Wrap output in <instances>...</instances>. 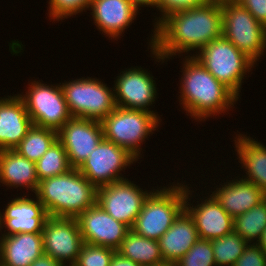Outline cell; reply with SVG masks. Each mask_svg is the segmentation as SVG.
<instances>
[{"label":"cell","mask_w":266,"mask_h":266,"mask_svg":"<svg viewBox=\"0 0 266 266\" xmlns=\"http://www.w3.org/2000/svg\"><path fill=\"white\" fill-rule=\"evenodd\" d=\"M222 35L221 1L208 0L204 5L166 17L151 35V53L163 61L178 53L201 50ZM159 59V60H158Z\"/></svg>","instance_id":"cell-1"},{"label":"cell","mask_w":266,"mask_h":266,"mask_svg":"<svg viewBox=\"0 0 266 266\" xmlns=\"http://www.w3.org/2000/svg\"><path fill=\"white\" fill-rule=\"evenodd\" d=\"M182 69L179 102L186 115L194 120L205 121L212 115L226 113L239 99L194 56H185Z\"/></svg>","instance_id":"cell-2"},{"label":"cell","mask_w":266,"mask_h":266,"mask_svg":"<svg viewBox=\"0 0 266 266\" xmlns=\"http://www.w3.org/2000/svg\"><path fill=\"white\" fill-rule=\"evenodd\" d=\"M98 188L78 170L39 181L35 196L44 205L48 216L77 218L97 203Z\"/></svg>","instance_id":"cell-3"},{"label":"cell","mask_w":266,"mask_h":266,"mask_svg":"<svg viewBox=\"0 0 266 266\" xmlns=\"http://www.w3.org/2000/svg\"><path fill=\"white\" fill-rule=\"evenodd\" d=\"M173 183L151 190L131 228L136 234L158 241L185 209L186 185Z\"/></svg>","instance_id":"cell-4"},{"label":"cell","mask_w":266,"mask_h":266,"mask_svg":"<svg viewBox=\"0 0 266 266\" xmlns=\"http://www.w3.org/2000/svg\"><path fill=\"white\" fill-rule=\"evenodd\" d=\"M193 56L237 97L240 96L244 76L256 64L224 35L208 43L199 52L196 51Z\"/></svg>","instance_id":"cell-5"},{"label":"cell","mask_w":266,"mask_h":266,"mask_svg":"<svg viewBox=\"0 0 266 266\" xmlns=\"http://www.w3.org/2000/svg\"><path fill=\"white\" fill-rule=\"evenodd\" d=\"M158 115L116 107L101 121L104 139L127 149L137 159L142 158L141 144L159 127L161 119Z\"/></svg>","instance_id":"cell-6"},{"label":"cell","mask_w":266,"mask_h":266,"mask_svg":"<svg viewBox=\"0 0 266 266\" xmlns=\"http://www.w3.org/2000/svg\"><path fill=\"white\" fill-rule=\"evenodd\" d=\"M222 35L255 63L266 49V27L235 0H221Z\"/></svg>","instance_id":"cell-7"},{"label":"cell","mask_w":266,"mask_h":266,"mask_svg":"<svg viewBox=\"0 0 266 266\" xmlns=\"http://www.w3.org/2000/svg\"><path fill=\"white\" fill-rule=\"evenodd\" d=\"M72 117L102 121L116 109L114 89L97 78H79L61 84Z\"/></svg>","instance_id":"cell-8"},{"label":"cell","mask_w":266,"mask_h":266,"mask_svg":"<svg viewBox=\"0 0 266 266\" xmlns=\"http://www.w3.org/2000/svg\"><path fill=\"white\" fill-rule=\"evenodd\" d=\"M30 83L26 94L19 96L25 103L33 125L58 131L72 117L61 83L55 86L35 80Z\"/></svg>","instance_id":"cell-9"},{"label":"cell","mask_w":266,"mask_h":266,"mask_svg":"<svg viewBox=\"0 0 266 266\" xmlns=\"http://www.w3.org/2000/svg\"><path fill=\"white\" fill-rule=\"evenodd\" d=\"M136 161L138 159L127 149L103 138L78 170L98 188L126 180L120 171Z\"/></svg>","instance_id":"cell-10"},{"label":"cell","mask_w":266,"mask_h":266,"mask_svg":"<svg viewBox=\"0 0 266 266\" xmlns=\"http://www.w3.org/2000/svg\"><path fill=\"white\" fill-rule=\"evenodd\" d=\"M150 192L126 179L98 187L97 203L115 220L131 229Z\"/></svg>","instance_id":"cell-11"},{"label":"cell","mask_w":266,"mask_h":266,"mask_svg":"<svg viewBox=\"0 0 266 266\" xmlns=\"http://www.w3.org/2000/svg\"><path fill=\"white\" fill-rule=\"evenodd\" d=\"M42 235L44 254L51 256L63 266L74 265L83 245L76 218L49 216L44 223Z\"/></svg>","instance_id":"cell-12"},{"label":"cell","mask_w":266,"mask_h":266,"mask_svg":"<svg viewBox=\"0 0 266 266\" xmlns=\"http://www.w3.org/2000/svg\"><path fill=\"white\" fill-rule=\"evenodd\" d=\"M57 134L72 168H79L104 138L100 121L77 117H71Z\"/></svg>","instance_id":"cell-13"},{"label":"cell","mask_w":266,"mask_h":266,"mask_svg":"<svg viewBox=\"0 0 266 266\" xmlns=\"http://www.w3.org/2000/svg\"><path fill=\"white\" fill-rule=\"evenodd\" d=\"M116 78L113 89L117 107L157 114L148 108L157 96L156 82L152 74L141 67H131L122 71Z\"/></svg>","instance_id":"cell-14"},{"label":"cell","mask_w":266,"mask_h":266,"mask_svg":"<svg viewBox=\"0 0 266 266\" xmlns=\"http://www.w3.org/2000/svg\"><path fill=\"white\" fill-rule=\"evenodd\" d=\"M83 243L118 250L130 228L115 220L98 203L77 218Z\"/></svg>","instance_id":"cell-15"},{"label":"cell","mask_w":266,"mask_h":266,"mask_svg":"<svg viewBox=\"0 0 266 266\" xmlns=\"http://www.w3.org/2000/svg\"><path fill=\"white\" fill-rule=\"evenodd\" d=\"M1 214V229L4 234L42 233L46 219L49 217L44 205L36 197L35 200L27 195L16 197L8 202Z\"/></svg>","instance_id":"cell-16"},{"label":"cell","mask_w":266,"mask_h":266,"mask_svg":"<svg viewBox=\"0 0 266 266\" xmlns=\"http://www.w3.org/2000/svg\"><path fill=\"white\" fill-rule=\"evenodd\" d=\"M187 187L186 184L185 210L193 218L200 239L211 241L233 231L234 218L222 208L212 194L210 197H205L207 199L200 204L193 206L188 201L191 200L189 195L191 197L194 191H190Z\"/></svg>","instance_id":"cell-17"},{"label":"cell","mask_w":266,"mask_h":266,"mask_svg":"<svg viewBox=\"0 0 266 266\" xmlns=\"http://www.w3.org/2000/svg\"><path fill=\"white\" fill-rule=\"evenodd\" d=\"M0 98V150H14L33 122L19 94Z\"/></svg>","instance_id":"cell-18"},{"label":"cell","mask_w":266,"mask_h":266,"mask_svg":"<svg viewBox=\"0 0 266 266\" xmlns=\"http://www.w3.org/2000/svg\"><path fill=\"white\" fill-rule=\"evenodd\" d=\"M94 24L102 34L118 39L138 15V9L129 0H91L89 5Z\"/></svg>","instance_id":"cell-19"},{"label":"cell","mask_w":266,"mask_h":266,"mask_svg":"<svg viewBox=\"0 0 266 266\" xmlns=\"http://www.w3.org/2000/svg\"><path fill=\"white\" fill-rule=\"evenodd\" d=\"M198 239L199 235L194 220L184 209L158 240L164 262L174 265Z\"/></svg>","instance_id":"cell-20"},{"label":"cell","mask_w":266,"mask_h":266,"mask_svg":"<svg viewBox=\"0 0 266 266\" xmlns=\"http://www.w3.org/2000/svg\"><path fill=\"white\" fill-rule=\"evenodd\" d=\"M239 179V180H238ZM224 182L212 195L233 218L242 215L266 198V194L253 182L240 179Z\"/></svg>","instance_id":"cell-21"},{"label":"cell","mask_w":266,"mask_h":266,"mask_svg":"<svg viewBox=\"0 0 266 266\" xmlns=\"http://www.w3.org/2000/svg\"><path fill=\"white\" fill-rule=\"evenodd\" d=\"M43 253L42 233L0 236V266H30Z\"/></svg>","instance_id":"cell-22"},{"label":"cell","mask_w":266,"mask_h":266,"mask_svg":"<svg viewBox=\"0 0 266 266\" xmlns=\"http://www.w3.org/2000/svg\"><path fill=\"white\" fill-rule=\"evenodd\" d=\"M0 182L9 187H23L35 193L39 179L36 163L15 150H0Z\"/></svg>","instance_id":"cell-23"},{"label":"cell","mask_w":266,"mask_h":266,"mask_svg":"<svg viewBox=\"0 0 266 266\" xmlns=\"http://www.w3.org/2000/svg\"><path fill=\"white\" fill-rule=\"evenodd\" d=\"M235 139L238 162L247 171L244 180L253 182L266 194V146L244 134H237Z\"/></svg>","instance_id":"cell-24"},{"label":"cell","mask_w":266,"mask_h":266,"mask_svg":"<svg viewBox=\"0 0 266 266\" xmlns=\"http://www.w3.org/2000/svg\"><path fill=\"white\" fill-rule=\"evenodd\" d=\"M117 252L140 266L165 264L160 253L159 242L138 235L132 229L126 233Z\"/></svg>","instance_id":"cell-25"},{"label":"cell","mask_w":266,"mask_h":266,"mask_svg":"<svg viewBox=\"0 0 266 266\" xmlns=\"http://www.w3.org/2000/svg\"><path fill=\"white\" fill-rule=\"evenodd\" d=\"M57 139V131L33 125L14 150L28 160L37 162Z\"/></svg>","instance_id":"cell-26"},{"label":"cell","mask_w":266,"mask_h":266,"mask_svg":"<svg viewBox=\"0 0 266 266\" xmlns=\"http://www.w3.org/2000/svg\"><path fill=\"white\" fill-rule=\"evenodd\" d=\"M233 223V230L245 241L249 244L257 243L266 227V198L242 215L235 217Z\"/></svg>","instance_id":"cell-27"},{"label":"cell","mask_w":266,"mask_h":266,"mask_svg":"<svg viewBox=\"0 0 266 266\" xmlns=\"http://www.w3.org/2000/svg\"><path fill=\"white\" fill-rule=\"evenodd\" d=\"M36 163V174L39 181L67 173L69 165L66 150L57 139Z\"/></svg>","instance_id":"cell-28"},{"label":"cell","mask_w":266,"mask_h":266,"mask_svg":"<svg viewBox=\"0 0 266 266\" xmlns=\"http://www.w3.org/2000/svg\"><path fill=\"white\" fill-rule=\"evenodd\" d=\"M248 244L234 230L223 237L211 240L216 266H233Z\"/></svg>","instance_id":"cell-29"},{"label":"cell","mask_w":266,"mask_h":266,"mask_svg":"<svg viewBox=\"0 0 266 266\" xmlns=\"http://www.w3.org/2000/svg\"><path fill=\"white\" fill-rule=\"evenodd\" d=\"M173 266H216L211 241L199 238Z\"/></svg>","instance_id":"cell-30"},{"label":"cell","mask_w":266,"mask_h":266,"mask_svg":"<svg viewBox=\"0 0 266 266\" xmlns=\"http://www.w3.org/2000/svg\"><path fill=\"white\" fill-rule=\"evenodd\" d=\"M115 252L112 248L83 243L73 266H110Z\"/></svg>","instance_id":"cell-31"},{"label":"cell","mask_w":266,"mask_h":266,"mask_svg":"<svg viewBox=\"0 0 266 266\" xmlns=\"http://www.w3.org/2000/svg\"><path fill=\"white\" fill-rule=\"evenodd\" d=\"M90 2L91 0H49L48 15L53 21H62L87 10Z\"/></svg>","instance_id":"cell-32"},{"label":"cell","mask_w":266,"mask_h":266,"mask_svg":"<svg viewBox=\"0 0 266 266\" xmlns=\"http://www.w3.org/2000/svg\"><path fill=\"white\" fill-rule=\"evenodd\" d=\"M208 0H158L157 9L162 12V17H156L154 23V29L168 16L190 10L193 8H198L204 5ZM158 18V19H157ZM157 19V20H156Z\"/></svg>","instance_id":"cell-33"},{"label":"cell","mask_w":266,"mask_h":266,"mask_svg":"<svg viewBox=\"0 0 266 266\" xmlns=\"http://www.w3.org/2000/svg\"><path fill=\"white\" fill-rule=\"evenodd\" d=\"M233 266H266V253L256 243H250Z\"/></svg>","instance_id":"cell-34"},{"label":"cell","mask_w":266,"mask_h":266,"mask_svg":"<svg viewBox=\"0 0 266 266\" xmlns=\"http://www.w3.org/2000/svg\"><path fill=\"white\" fill-rule=\"evenodd\" d=\"M266 27V0H235Z\"/></svg>","instance_id":"cell-35"},{"label":"cell","mask_w":266,"mask_h":266,"mask_svg":"<svg viewBox=\"0 0 266 266\" xmlns=\"http://www.w3.org/2000/svg\"><path fill=\"white\" fill-rule=\"evenodd\" d=\"M30 266H63L60 262L47 254H42Z\"/></svg>","instance_id":"cell-36"},{"label":"cell","mask_w":266,"mask_h":266,"mask_svg":"<svg viewBox=\"0 0 266 266\" xmlns=\"http://www.w3.org/2000/svg\"><path fill=\"white\" fill-rule=\"evenodd\" d=\"M110 266H140V265L126 257H123L120 253L116 251L111 259Z\"/></svg>","instance_id":"cell-37"},{"label":"cell","mask_w":266,"mask_h":266,"mask_svg":"<svg viewBox=\"0 0 266 266\" xmlns=\"http://www.w3.org/2000/svg\"><path fill=\"white\" fill-rule=\"evenodd\" d=\"M137 9L141 10L139 7H156L158 0H129Z\"/></svg>","instance_id":"cell-38"},{"label":"cell","mask_w":266,"mask_h":266,"mask_svg":"<svg viewBox=\"0 0 266 266\" xmlns=\"http://www.w3.org/2000/svg\"><path fill=\"white\" fill-rule=\"evenodd\" d=\"M266 253V227L262 231L260 239L256 243Z\"/></svg>","instance_id":"cell-39"},{"label":"cell","mask_w":266,"mask_h":266,"mask_svg":"<svg viewBox=\"0 0 266 266\" xmlns=\"http://www.w3.org/2000/svg\"><path fill=\"white\" fill-rule=\"evenodd\" d=\"M158 266H173V265H170V264H161V265H158Z\"/></svg>","instance_id":"cell-40"},{"label":"cell","mask_w":266,"mask_h":266,"mask_svg":"<svg viewBox=\"0 0 266 266\" xmlns=\"http://www.w3.org/2000/svg\"><path fill=\"white\" fill-rule=\"evenodd\" d=\"M0 232H1V213H0Z\"/></svg>","instance_id":"cell-41"}]
</instances>
